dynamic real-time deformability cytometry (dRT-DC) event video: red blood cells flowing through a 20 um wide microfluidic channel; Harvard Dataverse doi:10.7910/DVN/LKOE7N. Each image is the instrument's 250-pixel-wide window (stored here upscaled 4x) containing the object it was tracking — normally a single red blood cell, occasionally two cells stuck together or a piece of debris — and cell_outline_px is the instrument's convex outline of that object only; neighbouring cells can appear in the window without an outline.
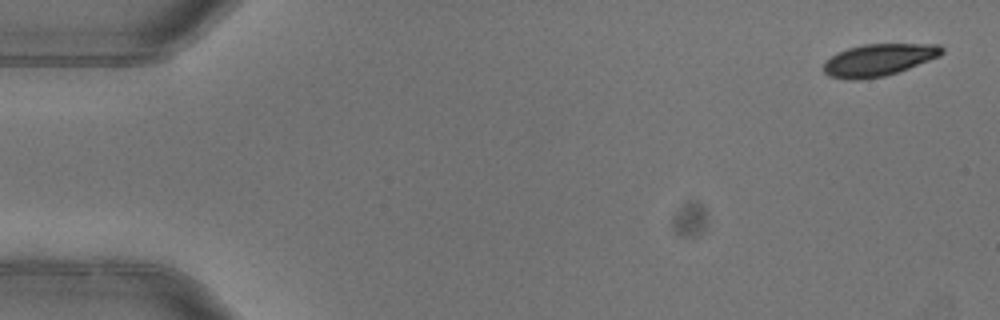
{"species": "common noctule bat (a hibernating species)", "species_latin": "Nyctalus noctula", "temperature_condition": "warm", "stored_images_in_passage": 7, "camera_frame_rate_fps": 3000, "um_per_image_px": 0.085, "animal": {"sex": "female"}, "frame": {"image": 1, "passage_image": 1, "time_ms": 0.0, "image_size_px": [1000, 320], "cell_outline_px": [[944, 52], [940, 56], [908, 68], [884, 76], [856, 80], [848, 80], [828, 76], [824, 72], [824, 64], [836, 52], [848, 48], [864, 44], [940, 44], [944, 48]], "centroid_in_image_um": [74.69, 5.09], "position_along_channel_um": 10.3, "area_um2": 22.02}}
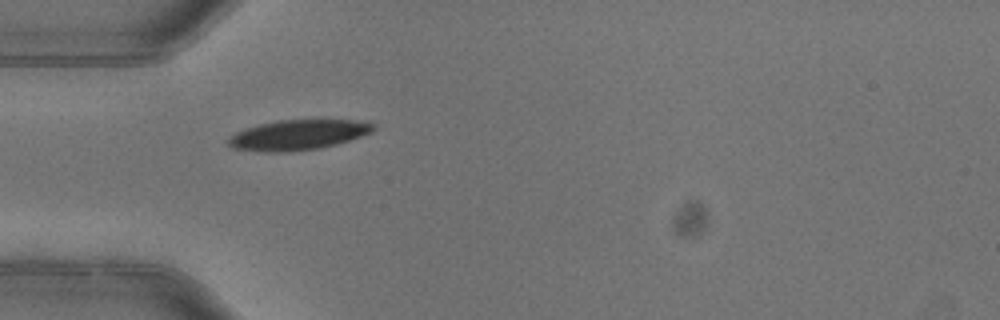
{"frame": {"image": 2, "passage_image": 5, "time_ms": 1.333, "image_size_px": [1000, 320], "cell_outline_px": [[376, 128], [372, 132], [336, 144], [320, 148], [288, 152], [264, 152], [232, 148], [228, 144], [228, 136], [236, 132], [260, 124], [280, 120], [364, 120], [376, 124]], "centroid_in_image_um": [25.36, 11.46], "position_along_channel_um": 59.6, "area_um2": 25.49}}
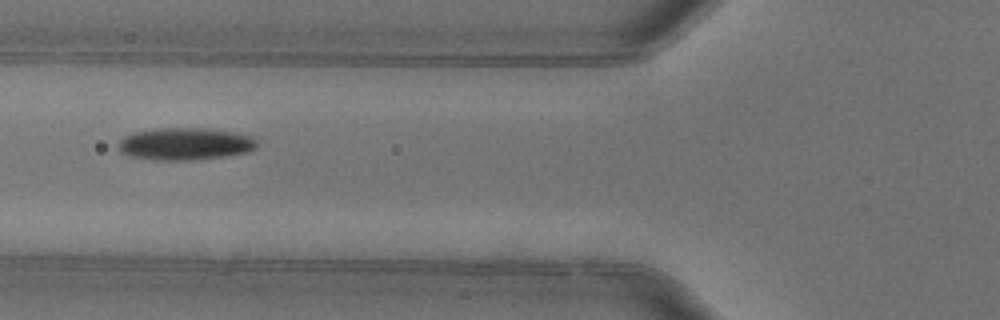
{"frame": {"image": 3, "passage_image": 6, "time_ms": 1.667, "image_size_px": [1000, 320], "cell_outline_px": [[260, 144], [256, 148], [248, 152], [224, 156], [188, 160], [160, 160], [132, 156], [120, 152], [116, 148], [116, 144], [124, 136], [136, 132], [160, 128], [212, 128], [236, 132], [252, 136]], "centroid_in_image_um": [15.77, 12.22], "position_along_channel_um": 110.0, "area_um2": 26.24}}